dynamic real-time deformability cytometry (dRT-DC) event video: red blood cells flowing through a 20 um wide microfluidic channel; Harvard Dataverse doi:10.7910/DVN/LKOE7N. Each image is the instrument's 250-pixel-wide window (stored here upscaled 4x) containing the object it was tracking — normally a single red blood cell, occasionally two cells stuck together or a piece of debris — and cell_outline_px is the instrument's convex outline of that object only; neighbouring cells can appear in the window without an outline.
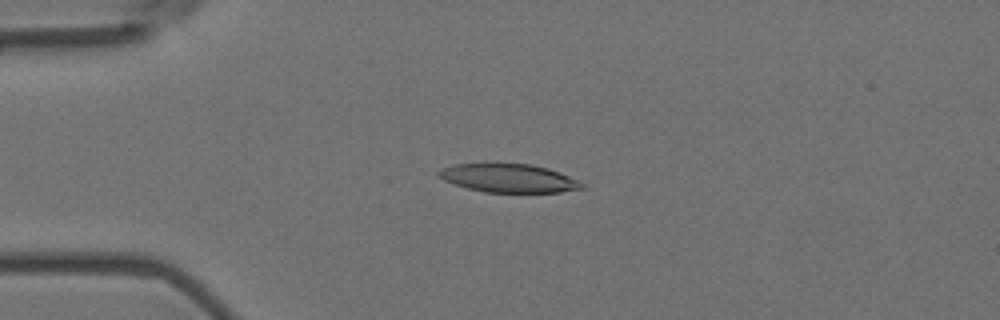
{"species": "Egyptian fruit bat (a non-hibernating species)", "species_latin": "Rousettus aegyptiacus", "temperature_condition": "room temperature", "stored_images_in_passage": 3, "camera_frame_rate_fps": 3000, "um_per_image_px": 0.085, "animal": {"sex": "female"}, "frame": {"image": 1, "passage_image": 3, "time_ms": 0.667, "image_size_px": [1000, 320], "cell_outline_px": [[588, 188], [560, 192], [484, 192], [468, 188], [444, 180], [436, 172], [440, 168], [452, 164], [532, 164], [548, 168], [568, 176], [584, 184]], "centroid_in_image_um": [43.25, 15.14], "position_along_channel_um": 41.8, "area_um2": 23.58}}